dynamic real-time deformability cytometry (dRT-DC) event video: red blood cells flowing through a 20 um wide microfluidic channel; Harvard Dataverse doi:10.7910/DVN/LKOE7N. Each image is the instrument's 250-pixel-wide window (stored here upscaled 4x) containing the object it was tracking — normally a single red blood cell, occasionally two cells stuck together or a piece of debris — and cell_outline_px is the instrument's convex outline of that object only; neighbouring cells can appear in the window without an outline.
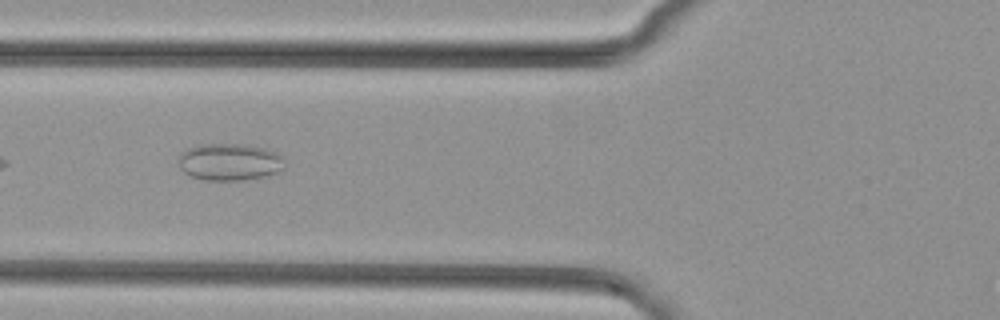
{"species": "common noctule bat (a hibernating species)", "species_latin": "Nyctalus noctula", "temperature_condition": "cold", "stored_images_in_passage": 6, "camera_frame_rate_fps": 3000, "um_per_image_px": 0.085, "animal": {"sex": "female", "body_mass_g": 29.2, "forearm_length_mm": 56.3}, "frame": {"image": 1, "passage_image": 6, "time_ms": 1.667, "image_size_px": [1000, 320], "cell_outline_px": [[284, 168], [280, 172], [268, 176], [244, 180], [204, 180], [192, 176], [184, 172], [180, 168], [180, 152], [188, 148], [200, 144], [244, 144], [264, 148], [276, 152], [284, 156]], "centroid_in_image_um": [19.57, 13.77], "position_along_channel_um": 106.2, "area_um2": 23.18}}